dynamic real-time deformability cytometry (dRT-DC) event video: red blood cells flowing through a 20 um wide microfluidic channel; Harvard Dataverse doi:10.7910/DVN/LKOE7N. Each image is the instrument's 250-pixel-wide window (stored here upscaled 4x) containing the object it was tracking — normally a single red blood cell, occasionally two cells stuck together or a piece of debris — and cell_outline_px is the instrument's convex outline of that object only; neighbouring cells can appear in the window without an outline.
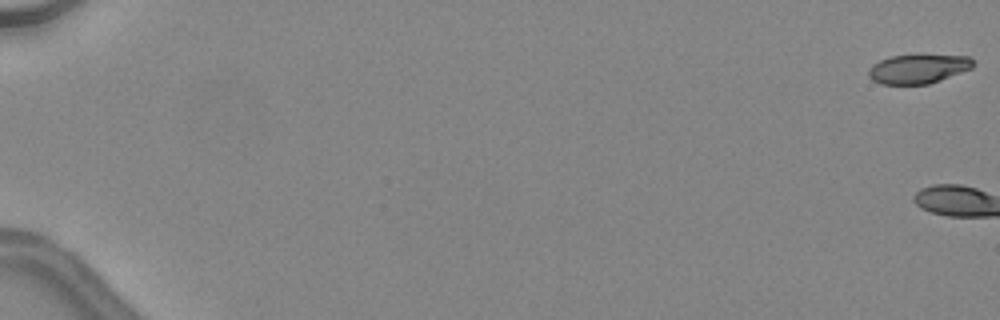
{"species": "common noctule bat (a hibernating species)", "species_latin": "Nyctalus noctula", "temperature_condition": "warm", "stored_images_in_passage": 3, "camera_frame_rate_fps": 3000, "um_per_image_px": 0.085, "animal": {"sex": "female", "body_mass_g": 24.6, "forearm_length_mm": 56.2}, "frame": {"image": 1, "passage_image": 1, "time_ms": 0.0, "image_size_px": [1000, 320], "cell_outline_px": [[972, 68], [940, 80], [928, 84], [880, 84], [872, 80], [868, 76], [868, 68], [872, 64], [880, 60], [892, 56], [916, 52], [968, 56], [972, 60]], "centroid_in_image_um": [78.01, 5.8], "position_along_channel_um": 7.0, "area_um2": 18.5}}